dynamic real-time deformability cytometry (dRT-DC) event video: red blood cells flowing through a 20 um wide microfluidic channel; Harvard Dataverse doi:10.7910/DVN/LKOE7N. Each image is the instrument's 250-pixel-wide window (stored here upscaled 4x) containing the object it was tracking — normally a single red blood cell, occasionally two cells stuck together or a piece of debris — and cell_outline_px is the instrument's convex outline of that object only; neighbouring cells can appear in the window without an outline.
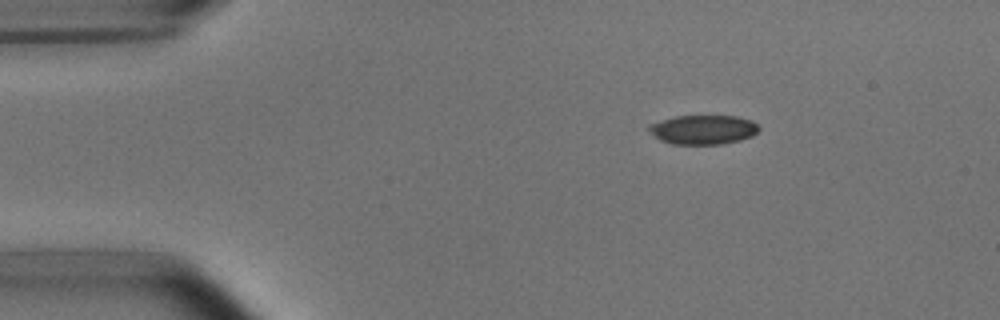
{"species": "common noctule bat (a hibernating species)", "species_latin": "Nyctalus noctula", "temperature_condition": "room temperature", "stored_images_in_passage": 6, "camera_frame_rate_fps": 3000, "um_per_image_px": 0.085, "animal": {"sex": "male", "body_mass_g": 15.6}, "frame": {"image": 1, "passage_image": 1, "time_ms": 0.0, "image_size_px": [1000, 320], "cell_outline_px": [[760, 128], [752, 136], [740, 140], [720, 144], [672, 144], [660, 140], [648, 128], [648, 124], [676, 116], [736, 116], [752, 120]], "centroid_in_image_um": [59.78, 11.02], "position_along_channel_um": 25.2, "area_um2": 18.61}}